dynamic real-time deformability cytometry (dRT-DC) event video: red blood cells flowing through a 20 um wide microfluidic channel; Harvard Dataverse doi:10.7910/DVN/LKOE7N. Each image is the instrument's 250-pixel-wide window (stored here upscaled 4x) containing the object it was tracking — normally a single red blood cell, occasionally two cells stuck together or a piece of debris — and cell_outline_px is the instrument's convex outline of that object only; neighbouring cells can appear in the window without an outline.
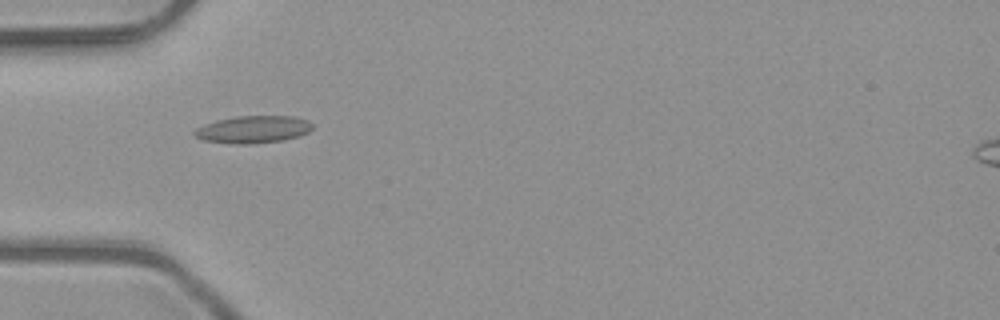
{"species": "common noctule bat (a hibernating species)", "species_latin": "Nyctalus noctula", "temperature_condition": "room temperature", "stored_images_in_passage": 8, "camera_frame_rate_fps": 3000, "um_per_image_px": 0.085, "animal": {"sex": "male", "body_mass_g": 23.1, "forearm_length_mm": 52.7}, "frame": {"image": 1, "passage_image": 5, "time_ms": 1.333, "image_size_px": [1000, 320], "cell_outline_px": [[312, 128], [308, 132], [300, 136], [284, 140], [248, 144], [236, 144], [204, 140], [196, 136], [192, 132], [196, 128], [204, 124], [216, 120], [236, 116], [296, 116], [308, 120], [312, 124]], "centroid_in_image_um": [21.53, 10.99], "position_along_channel_um": 63.5, "area_um2": 18.84}}
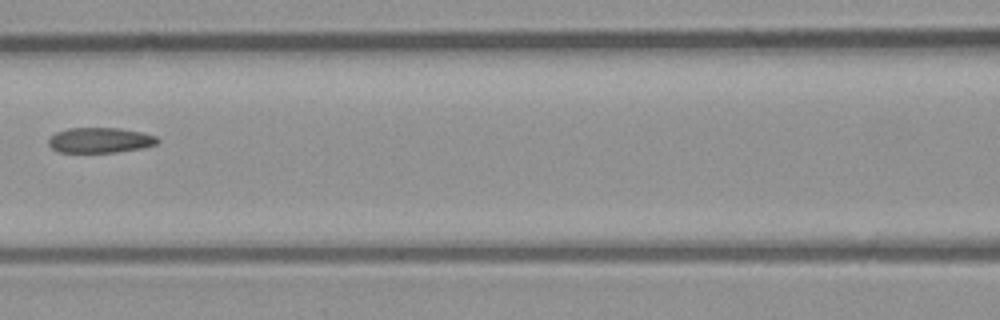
{"frame": {"image": 2, "passage_image": 7, "time_ms": 2.0, "image_size_px": [1000, 320], "cell_outline_px": [[160, 140], [156, 144], [140, 148], [116, 152], [56, 152], [48, 144], [48, 140], [56, 132], [68, 128], [120, 128], [140, 132], [156, 136]], "centroid_in_image_um": [8.48, 11.91], "position_along_channel_um": 158.1, "area_um2": 15.95}}
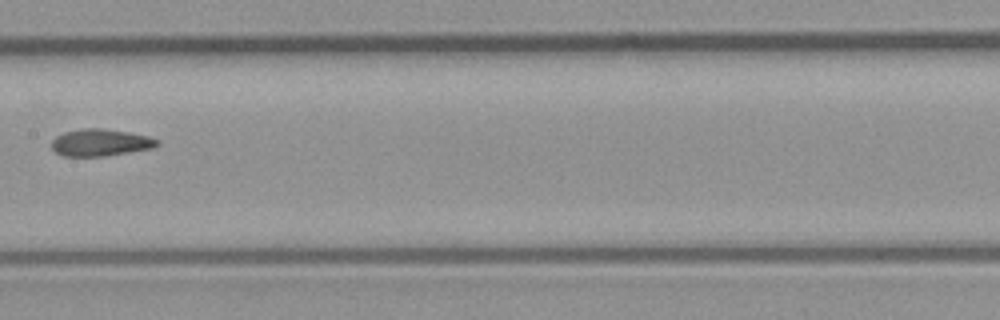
{"frame": {"image": 3, "passage_image": 8, "time_ms": 2.333, "image_size_px": [1000, 320], "cell_outline_px": [[160, 144], [152, 148], [104, 156], [64, 156], [56, 152], [52, 148], [52, 140], [56, 136], [64, 132], [84, 128], [100, 128], [128, 132], [148, 136], [160, 140]], "centroid_in_image_um": [8.54, 12.11], "position_along_channel_um": 198.9, "area_um2": 16.53}}